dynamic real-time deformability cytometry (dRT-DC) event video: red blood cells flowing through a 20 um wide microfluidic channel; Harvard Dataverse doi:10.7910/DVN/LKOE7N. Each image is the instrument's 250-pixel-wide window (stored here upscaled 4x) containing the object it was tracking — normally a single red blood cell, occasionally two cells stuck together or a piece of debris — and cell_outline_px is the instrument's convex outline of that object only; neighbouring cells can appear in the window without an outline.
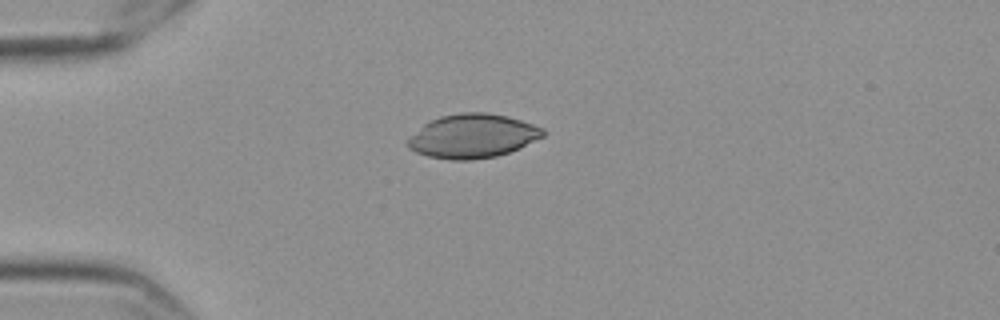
{"species": "Egyptian fruit bat (a non-hibernating species)", "species_latin": "Rousettus aegyptiacus", "temperature_condition": "cold", "stored_images_in_passage": 43, "camera_frame_rate_fps": 3000, "um_per_image_px": 0.085, "frame": {"image": 1, "passage_image": 1, "time_ms": 0.0, "image_size_px": [1000, 320], "cell_outline_px": [[544, 136], [520, 148], [496, 156], [472, 160], [452, 160], [428, 156], [416, 152], [408, 148], [408, 140], [424, 124], [440, 116], [460, 112], [488, 112], [508, 116], [544, 128]], "centroid_in_image_um": [40.2, 11.56], "position_along_channel_um": 44.8, "area_um2": 34.45}}
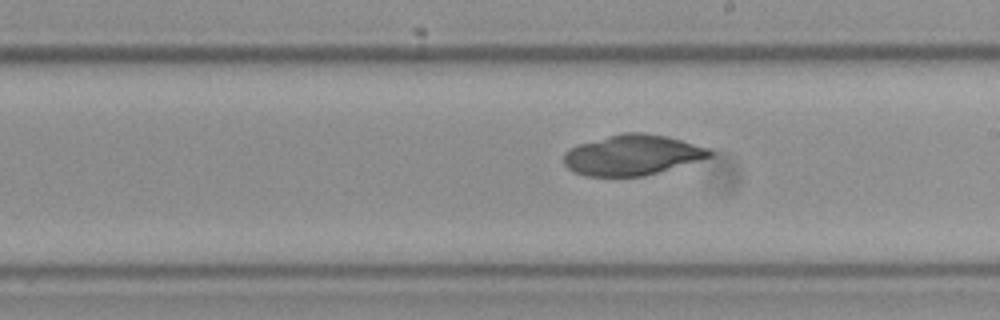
{"frame": {"image": 2, "passage_image": 19, "time_ms": 6.0, "image_size_px": [1000, 320], "cell_outline_px": [[716, 152], [712, 156], [700, 160], [644, 176], [588, 176], [576, 172], [568, 168], [564, 164], [564, 152], [580, 144], [608, 136], [624, 132], [644, 132], [664, 136], [712, 148]], "centroid_in_image_um": [53.79, 13.17], "position_along_channel_um": 235.2, "area_um2": 34.1}}
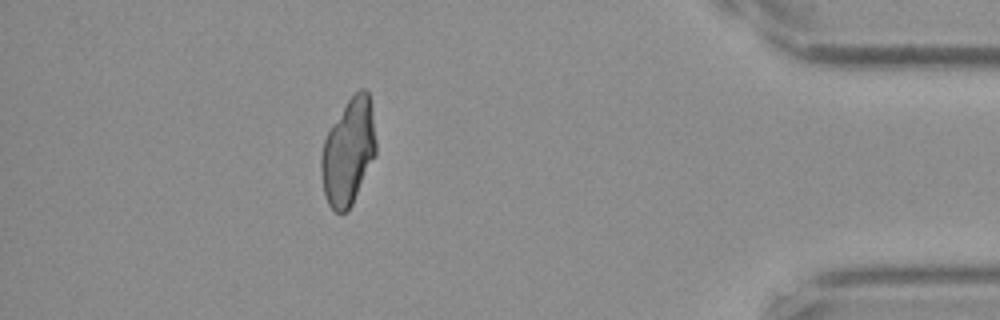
{"frame": {"image": 3, "passage_image": 37, "time_ms": 12.0, "image_size_px": [1000, 320], "cell_outline_px": [[376, 156], [348, 212], [336, 212], [328, 204], [324, 192], [320, 168], [320, 156], [324, 140], [332, 124], [348, 100], [360, 88], [364, 88], [368, 92], [372, 104], [376, 140]], "centroid_in_image_um": [29.63, 12.9], "position_along_channel_um": 405.6, "area_um2": 34.04}}